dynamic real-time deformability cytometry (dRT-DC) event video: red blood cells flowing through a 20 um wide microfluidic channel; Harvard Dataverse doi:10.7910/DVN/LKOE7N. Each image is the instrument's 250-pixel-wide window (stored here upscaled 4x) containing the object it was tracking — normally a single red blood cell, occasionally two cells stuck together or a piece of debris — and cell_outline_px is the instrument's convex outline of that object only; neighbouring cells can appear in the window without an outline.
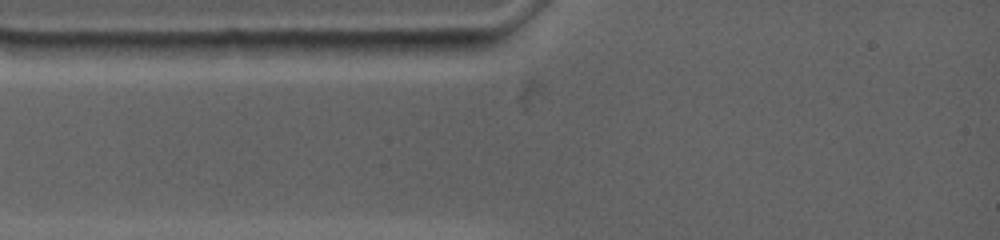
{"species": "common noctule bat (a hibernating species)", "species_latin": "Nyctalus noctula", "temperature_condition": "warm", "stored_images_in_passage": 3, "camera_frame_rate_fps": 4500, "um_per_image_px": 0.085, "animal": {"sex": "female", "body_mass_g": 19.0, "forearm_length_mm": 53.3}, "frame": {"image": 1, "passage_image": 2, "time_ms": 0.889, "image_size_px": [1000, 240], "cell_outline_px": [[496, 44], [472, 56], [444, 56], [372, 52], [360, 40], [488, 40]], "centroid_in_image_um": [36.5, 4.0], "position_along_channel_um": 48.5, "area_um2": 12.66}}